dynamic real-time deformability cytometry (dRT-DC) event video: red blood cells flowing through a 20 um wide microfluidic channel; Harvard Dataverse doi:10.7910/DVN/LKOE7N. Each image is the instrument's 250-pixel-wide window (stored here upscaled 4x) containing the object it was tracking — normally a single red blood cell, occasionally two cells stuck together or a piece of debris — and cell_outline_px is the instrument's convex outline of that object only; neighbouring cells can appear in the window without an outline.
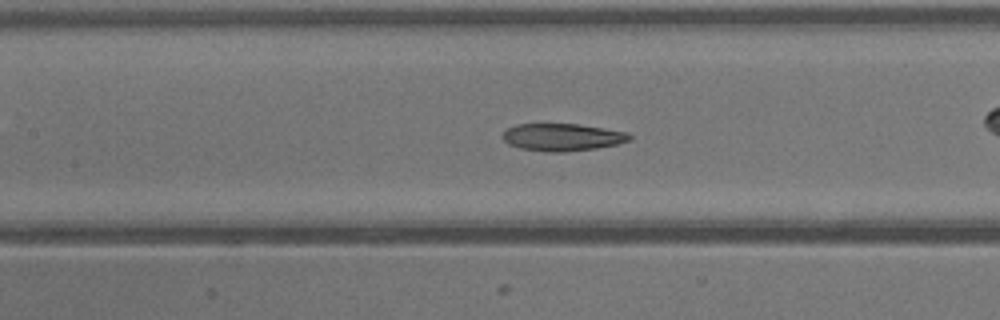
{"species": "common noctule bat (a hibernating species)", "species_latin": "Nyctalus noctula", "temperature_condition": "warm", "stored_images_in_passage": 32, "camera_frame_rate_fps": 3000, "um_per_image_px": 0.085, "animal": {"sex": "male", "body_mass_g": 13.3}, "frame": {"image": 1, "passage_image": 10, "time_ms": 3.0, "image_size_px": [1000, 320], "cell_outline_px": [[632, 140], [616, 144], [596, 148], [564, 152], [544, 152], [520, 148], [508, 144], [504, 140], [504, 132], [508, 128], [516, 124], [576, 124], [604, 128], [628, 132], [632, 136]], "centroid_in_image_um": [47.82, 11.66], "position_along_channel_um": 159.6, "area_um2": 20.23}}